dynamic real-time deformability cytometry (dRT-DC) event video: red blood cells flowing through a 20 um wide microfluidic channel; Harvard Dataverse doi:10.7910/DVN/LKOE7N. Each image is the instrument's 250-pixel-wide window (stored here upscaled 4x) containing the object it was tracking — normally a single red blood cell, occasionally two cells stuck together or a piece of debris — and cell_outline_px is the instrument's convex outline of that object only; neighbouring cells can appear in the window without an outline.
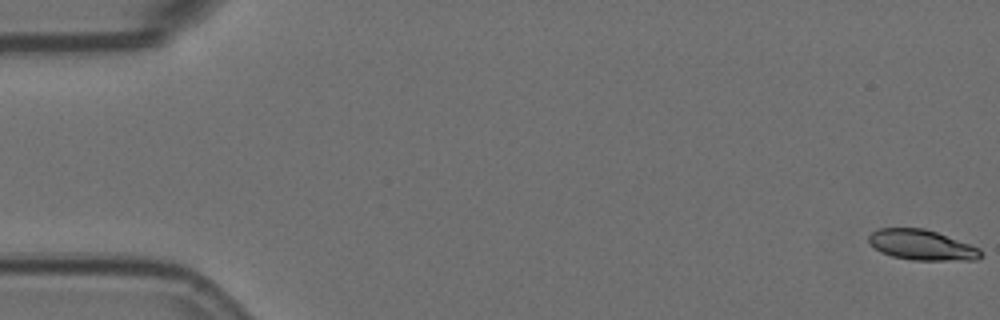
{"species": "Egyptian fruit bat (a non-hibernating species)", "species_latin": "Rousettus aegyptiacus", "temperature_condition": "room temperature", "stored_images_in_passage": 57, "camera_frame_rate_fps": 3000, "um_per_image_px": 0.085, "animal": {"sex": "female"}, "frame": {"image": 1, "passage_image": 1, "time_ms": 0.0, "image_size_px": [1000, 320], "cell_outline_px": [[984, 256], [976, 260], [912, 260], [892, 256], [880, 252], [868, 240], [868, 236], [872, 232], [880, 228], [924, 228], [936, 232], [980, 248], [984, 252]], "centroid_in_image_um": [78.39, 20.83], "position_along_channel_um": 6.6, "area_um2": 19.77}}
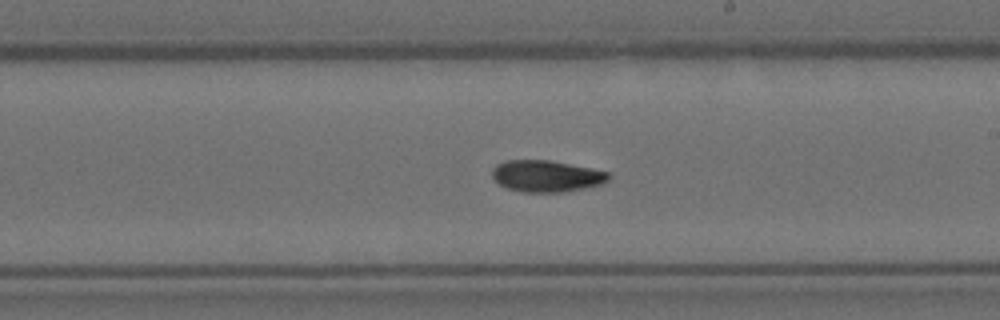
{"frame": {"image": 2, "passage_image": 33, "time_ms": 10.667, "image_size_px": [1000, 320], "cell_outline_px": [[612, 176], [608, 180], [600, 184], [584, 188], [564, 192], [524, 192], [508, 188], [500, 184], [492, 176], [492, 168], [496, 164], [504, 160], [552, 160], [592, 168], [608, 172]], "centroid_in_image_um": [46.45, 14.95], "position_along_channel_um": 242.5, "area_um2": 21.5}}
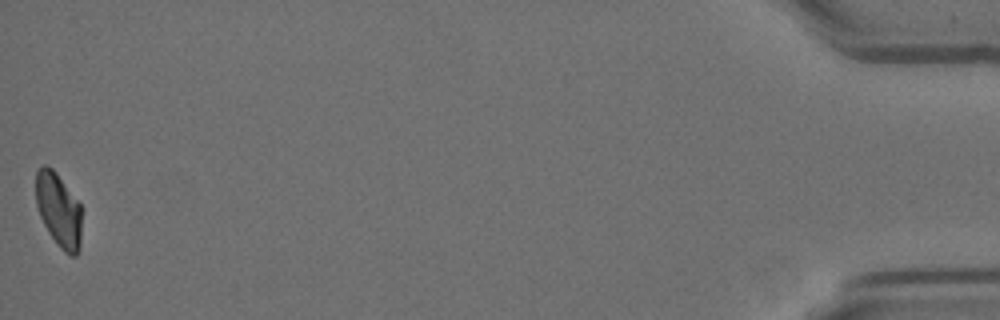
{"frame": {"image": 3, "passage_image": 57, "time_ms": 18.667, "image_size_px": [1000, 320], "cell_outline_px": [[80, 248], [76, 256], [72, 256], [64, 252], [60, 248], [48, 232], [40, 216], [36, 204], [36, 172], [44, 164], [52, 168], [56, 172], [80, 204]], "centroid_in_image_um": [4.97, 17.86], "position_along_channel_um": 430.2, "area_um2": 19.59}}